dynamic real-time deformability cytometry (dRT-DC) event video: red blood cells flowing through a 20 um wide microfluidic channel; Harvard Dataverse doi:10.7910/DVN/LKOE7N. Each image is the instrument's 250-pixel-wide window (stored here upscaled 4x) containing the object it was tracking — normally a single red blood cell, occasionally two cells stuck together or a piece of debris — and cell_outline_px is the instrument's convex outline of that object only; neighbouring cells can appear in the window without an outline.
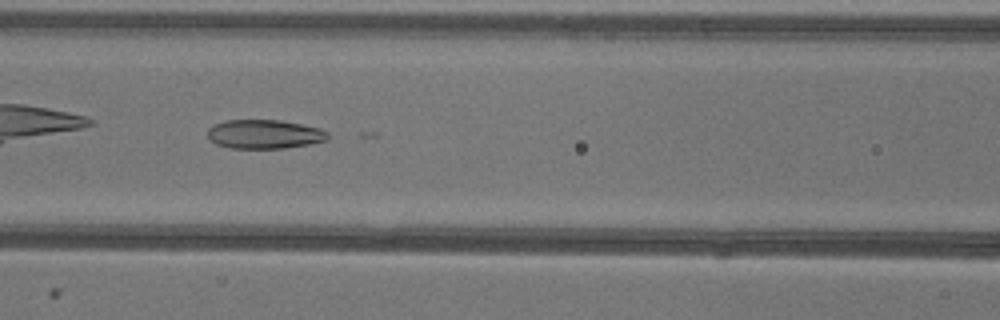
{"species": "common noctule bat (a hibernating species)", "species_latin": "Nyctalus noctula", "temperature_condition": "warm", "stored_images_in_passage": 29, "camera_frame_rate_fps": 3000, "um_per_image_px": 0.085, "animal": {"sex": "female"}, "frame": {"image": 1, "passage_image": 7, "time_ms": 2.0, "image_size_px": [1000, 320], "cell_outline_px": [[328, 140], [308, 144], [284, 148], [228, 148], [216, 144], [208, 136], [208, 128], [224, 120], [280, 120], [320, 128], [328, 132]], "centroid_in_image_um": [22.47, 11.4], "position_along_channel_um": 144.1, "area_um2": 20.23}}